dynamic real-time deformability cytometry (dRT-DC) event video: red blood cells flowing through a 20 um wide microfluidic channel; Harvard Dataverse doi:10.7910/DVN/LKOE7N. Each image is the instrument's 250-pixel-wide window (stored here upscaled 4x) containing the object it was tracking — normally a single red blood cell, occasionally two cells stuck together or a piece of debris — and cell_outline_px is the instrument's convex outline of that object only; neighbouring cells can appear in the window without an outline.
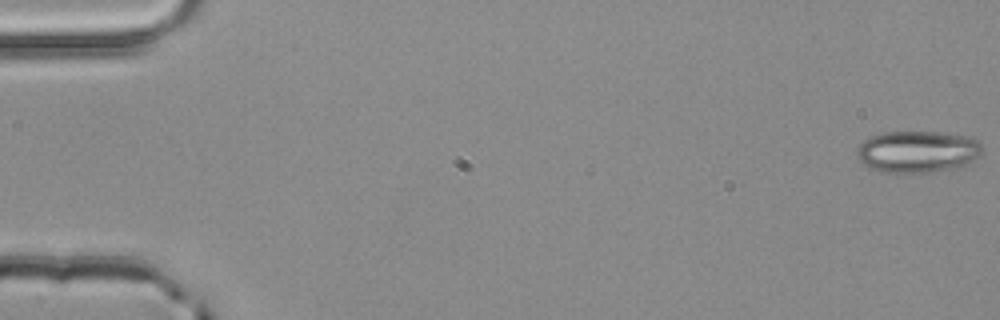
{"species": "common noctule bat (a hibernating species)", "species_latin": "Nyctalus noctula", "temperature_condition": "room temperature", "stored_images_in_passage": 4, "camera_frame_rate_fps": 3000, "um_per_image_px": 0.085, "animal": {"sex": "male", "body_mass_g": 20.4}, "frame": {"image": 1, "passage_image": 1, "time_ms": 0.0, "image_size_px": [1000, 320], "cell_outline_px": [[984, 152], [976, 160], [964, 164], [948, 168], [928, 172], [880, 172], [864, 164], [860, 160], [856, 152], [856, 148], [864, 140], [872, 136], [884, 132], [940, 132], [972, 136], [980, 144]], "centroid_in_image_um": [78.01, 12.87], "position_along_channel_um": 7.0, "area_um2": 30.4}}